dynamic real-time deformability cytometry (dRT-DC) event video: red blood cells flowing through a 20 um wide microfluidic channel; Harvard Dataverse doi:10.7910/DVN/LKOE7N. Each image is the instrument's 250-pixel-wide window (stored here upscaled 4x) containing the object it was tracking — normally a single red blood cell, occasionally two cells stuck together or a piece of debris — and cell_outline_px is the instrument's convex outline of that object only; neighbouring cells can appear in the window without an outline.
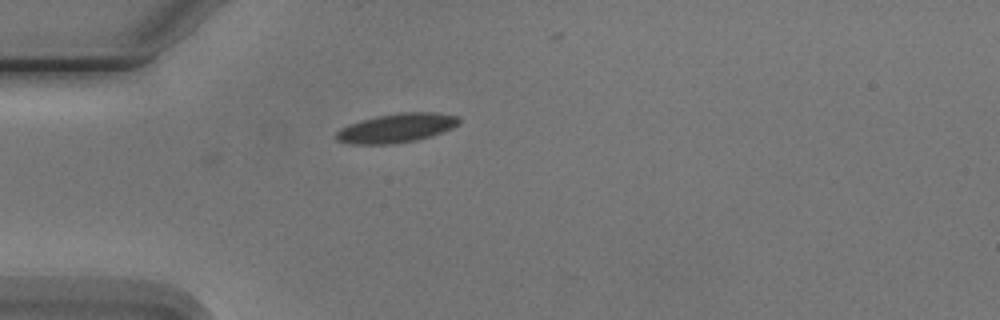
{"species": "Egyptian fruit bat (a non-hibernating species)", "species_latin": "Rousettus aegyptiacus", "temperature_condition": "cold", "stored_images_in_passage": 3, "camera_frame_rate_fps": 3000, "um_per_image_px": 0.085, "animal": {"sex": "male"}, "frame": {"image": 1, "passage_image": 1, "time_ms": 0.0, "image_size_px": [1000, 320], "cell_outline_px": [[460, 124], [452, 128], [416, 140], [388, 144], [352, 144], [336, 140], [336, 132], [340, 128], [348, 124], [376, 116], [400, 112], [436, 112], [460, 116]], "centroid_in_image_um": [33.7, 10.86], "position_along_channel_um": 51.3, "area_um2": 20.75}}
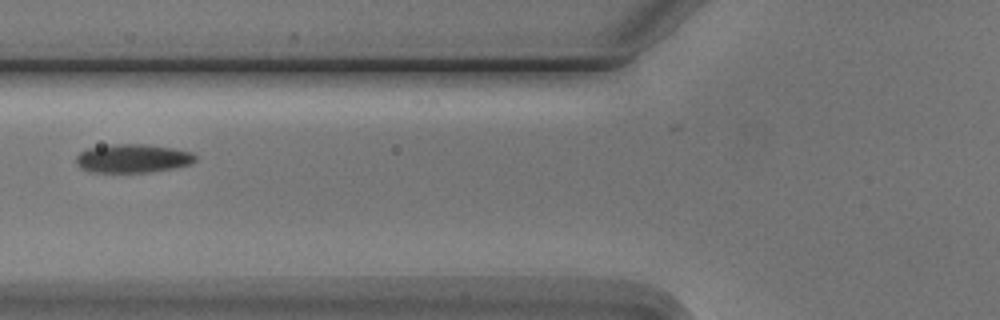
{"frame": {"image": 2, "passage_image": 3, "time_ms": 2.0, "image_size_px": [1000, 320], "cell_outline_px": [[196, 160], [188, 164], [176, 168], [148, 172], [88, 172], [80, 168], [76, 164], [76, 156], [80, 152], [88, 148], [112, 144], [144, 144], [172, 148], [188, 152], [196, 156]], "centroid_in_image_um": [11.22, 13.47], "position_along_channel_um": 114.6, "area_um2": 19.83}}